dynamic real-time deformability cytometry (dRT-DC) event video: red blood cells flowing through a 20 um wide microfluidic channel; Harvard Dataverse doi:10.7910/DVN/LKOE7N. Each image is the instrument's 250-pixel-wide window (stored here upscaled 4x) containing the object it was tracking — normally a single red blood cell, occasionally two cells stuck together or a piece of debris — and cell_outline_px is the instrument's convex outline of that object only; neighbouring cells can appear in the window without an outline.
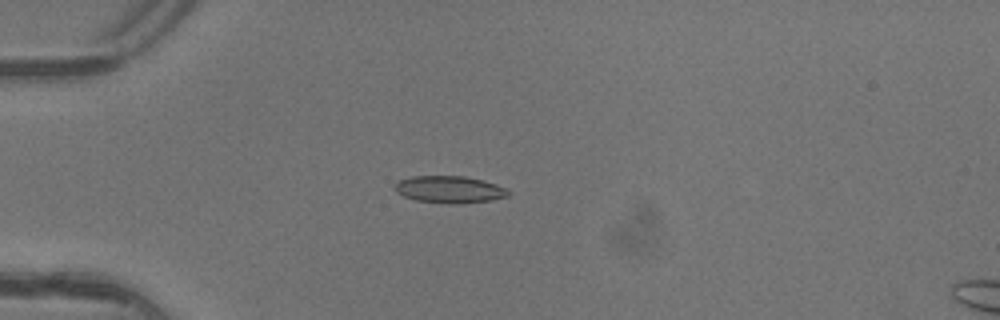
{"species": "common noctule bat (a hibernating species)", "species_latin": "Nyctalus noctula", "temperature_condition": "warm", "stored_images_in_passage": 3, "camera_frame_rate_fps": 3000, "um_per_image_px": 0.085, "animal": {"sex": "female"}, "frame": {"image": 1, "passage_image": 3, "time_ms": 0.667, "image_size_px": [1000, 320], "cell_outline_px": [[508, 196], [492, 200], [452, 204], [448, 204], [416, 200], [404, 196], [396, 192], [396, 184], [400, 180], [412, 176], [464, 176], [484, 180], [496, 184], [504, 188], [508, 192]], "centroid_in_image_um": [38.21, 16.1], "position_along_channel_um": 46.8, "area_um2": 17.69}}